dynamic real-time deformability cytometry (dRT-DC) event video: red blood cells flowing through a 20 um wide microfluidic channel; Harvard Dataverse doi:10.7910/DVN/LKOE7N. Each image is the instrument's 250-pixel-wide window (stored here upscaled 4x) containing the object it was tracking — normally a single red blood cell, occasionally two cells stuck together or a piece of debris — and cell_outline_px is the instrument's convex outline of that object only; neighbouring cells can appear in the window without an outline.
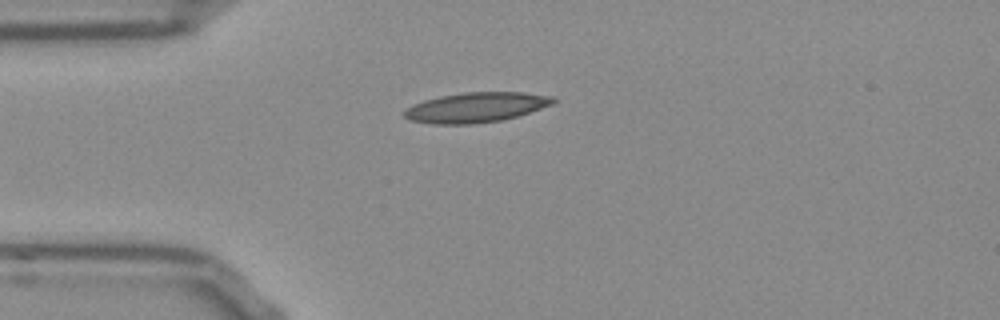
{"species": "Egyptian fruit bat (a non-hibernating species)", "species_latin": "Rousettus aegyptiacus", "temperature_condition": "room temperature", "stored_images_in_passage": 41, "camera_frame_rate_fps": 3000, "um_per_image_px": 0.085, "frame": {"image": 1, "passage_image": 1, "time_ms": 0.0, "image_size_px": [1000, 320], "cell_outline_px": [[556, 100], [552, 104], [516, 116], [500, 120], [472, 124], [432, 124], [408, 120], [404, 116], [404, 112], [412, 104], [424, 100], [440, 96], [464, 92], [524, 92], [552, 96]], "centroid_in_image_um": [40.42, 9.12], "position_along_channel_um": 44.6, "area_um2": 25.84}}
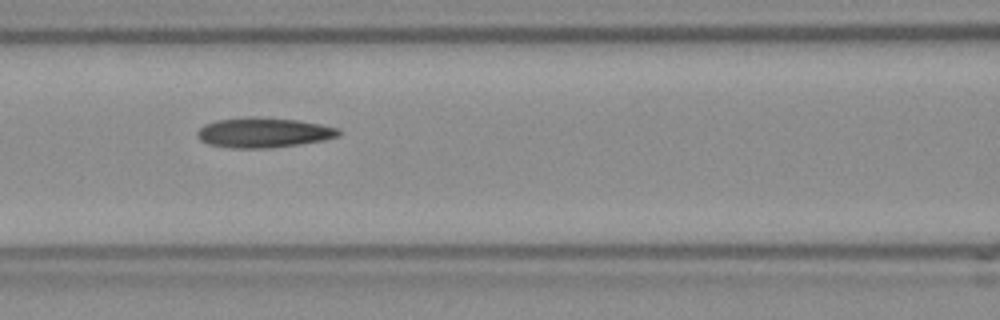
{"frame": {"image": 2, "passage_image": 10, "time_ms": 3.0, "image_size_px": [1000, 320], "cell_outline_px": [[340, 136], [324, 140], [296, 144], [264, 148], [232, 148], [208, 144], [200, 140], [196, 136], [196, 132], [204, 124], [216, 120], [252, 116], [300, 120], [320, 124], [336, 128], [340, 132]], "centroid_in_image_um": [22.36, 11.26], "position_along_channel_um": 144.2, "area_um2": 24.62}}
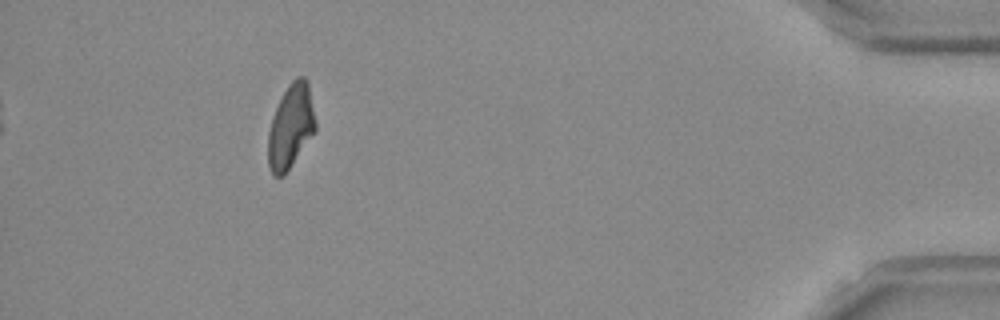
{"frame": {"image": 3, "passage_image": 36, "time_ms": 11.667, "image_size_px": [1000, 320], "cell_outline_px": [[316, 132], [284, 176], [272, 176], [268, 164], [268, 132], [276, 108], [288, 84], [296, 76], [304, 76], [308, 84], [316, 120]], "centroid_in_image_um": [24.73, 10.78], "position_along_channel_um": 410.5, "area_um2": 23.29}, "authors_computed_cell_mechanics": {"area_um2": 23.5246, "velocity_mm_per_s": 3.805, "shape_relaxation_time_tau1_ms": null, "shape_relaxation_time_tau2_ms": 6.8089, "deformation_change_tau1": null, "deformation_change_tau2": 0.1549}}